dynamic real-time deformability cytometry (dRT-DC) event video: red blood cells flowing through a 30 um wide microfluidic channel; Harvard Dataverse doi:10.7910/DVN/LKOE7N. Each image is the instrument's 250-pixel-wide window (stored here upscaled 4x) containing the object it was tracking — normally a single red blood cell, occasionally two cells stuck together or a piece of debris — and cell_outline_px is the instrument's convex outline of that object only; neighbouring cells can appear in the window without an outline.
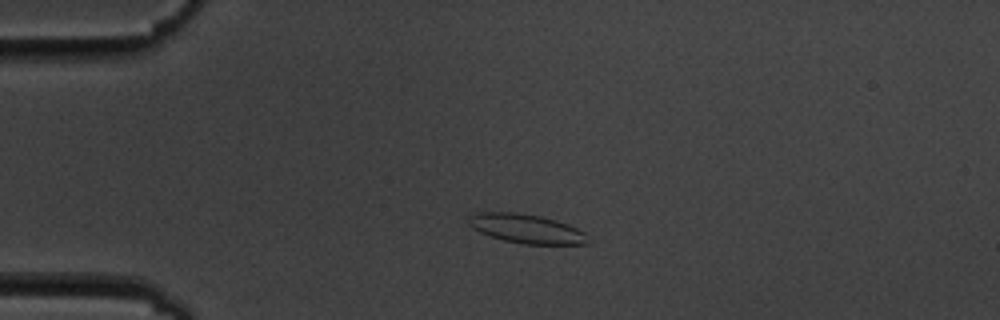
{"species": "common noctule bat (a hibernating species)", "species_latin": "Nyctalus noctula", "temperature_condition": "cold", "stored_images_in_passage": 4, "camera_frame_rate_fps": 3000, "um_per_image_px": 0.085, "animal": {"sex": "male", "body_mass_g": 19.5, "forearm_length_mm": 54.6}, "frame": {"image": 1, "passage_image": 3, "time_ms": 2.667, "image_size_px": [1000, 320], "cell_outline_px": [[588, 244], [524, 244], [504, 240], [480, 232], [472, 228], [468, 224], [468, 216], [476, 212], [516, 212], [540, 216], [556, 220], [568, 224], [584, 232], [588, 240]], "centroid_in_image_um": [44.71, 19.43], "position_along_channel_um": 40.3, "area_um2": 20.17}}